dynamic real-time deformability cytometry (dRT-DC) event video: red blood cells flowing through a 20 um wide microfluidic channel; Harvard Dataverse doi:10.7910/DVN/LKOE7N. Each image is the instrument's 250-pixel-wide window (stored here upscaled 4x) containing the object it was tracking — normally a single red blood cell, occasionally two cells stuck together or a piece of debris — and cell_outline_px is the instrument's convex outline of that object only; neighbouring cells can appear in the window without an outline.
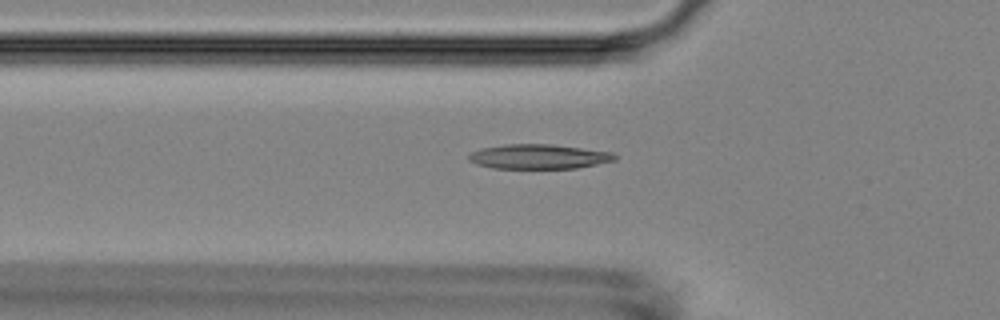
{"species": "Egyptian fruit bat (a non-hibernating species)", "species_latin": "Rousettus aegyptiacus", "temperature_condition": "room temperature", "stored_images_in_passage": 55, "camera_frame_rate_fps": 3000, "um_per_image_px": 0.085, "animal": {"sex": "female"}, "frame": {"image": 1, "passage_image": 19, "time_ms": 6.0, "image_size_px": [1000, 320], "cell_outline_px": [[616, 160], [576, 168], [492, 168], [476, 164], [468, 160], [468, 156], [472, 152], [484, 148], [504, 144], [552, 144], [612, 152], [616, 156]], "centroid_in_image_um": [45.78, 13.31], "position_along_channel_um": 80.0, "area_um2": 20.81}}
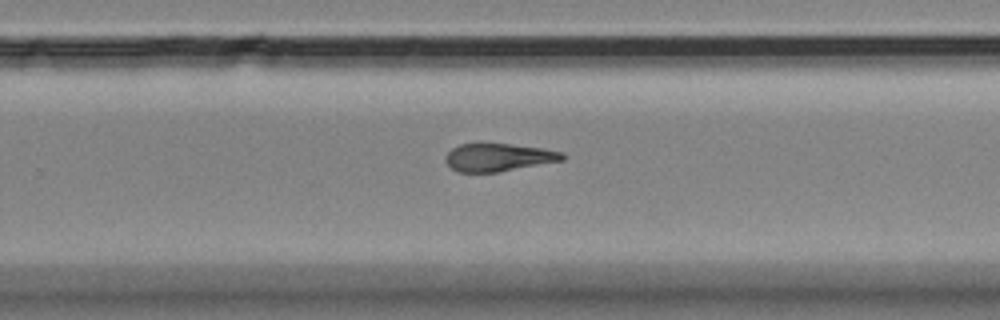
{"frame": {"image": 2, "passage_image": 36, "time_ms": 11.667, "image_size_px": [1000, 320], "cell_outline_px": [[568, 156], [564, 160], [496, 172], [456, 172], [444, 160], [444, 156], [452, 148], [460, 144], [480, 140], [544, 148], [564, 152]], "centroid_in_image_um": [42.35, 13.32], "position_along_channel_um": 287.5, "area_um2": 19.77}}
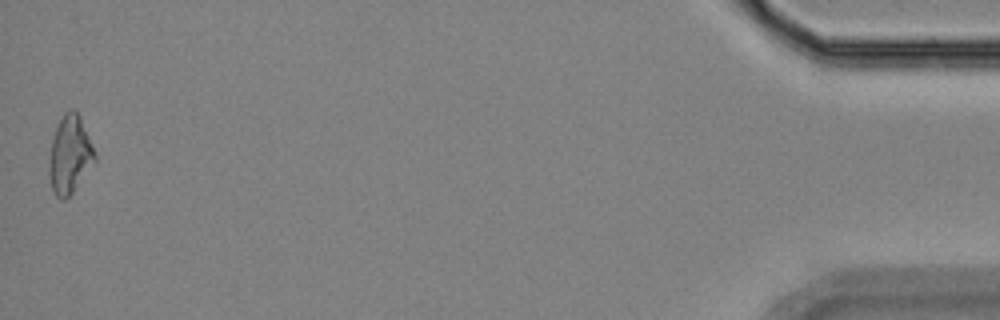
{"frame": {"image": 3, "passage_image": 55, "time_ms": 18.0, "image_size_px": [1000, 320], "cell_outline_px": [[96, 160], [72, 192], [64, 200], [60, 200], [56, 196], [52, 188], [48, 172], [48, 164], [52, 140], [56, 128], [64, 112], [68, 108], [72, 108], [80, 116], [96, 156]], "centroid_in_image_um": [5.91, 13.15], "position_along_channel_um": 429.3, "area_um2": 20.4}, "authors_computed_cell_mechanics": {"area_um2": 20.23, "velocity_mm_per_s": 3.6434, "shape_relaxation_time_tau1_ms": 4.6075, "shape_relaxation_time_tau2_ms": 4.4462, "deformation_change_tau1": 0.1475, "deformation_change_tau2": 0.1317}}